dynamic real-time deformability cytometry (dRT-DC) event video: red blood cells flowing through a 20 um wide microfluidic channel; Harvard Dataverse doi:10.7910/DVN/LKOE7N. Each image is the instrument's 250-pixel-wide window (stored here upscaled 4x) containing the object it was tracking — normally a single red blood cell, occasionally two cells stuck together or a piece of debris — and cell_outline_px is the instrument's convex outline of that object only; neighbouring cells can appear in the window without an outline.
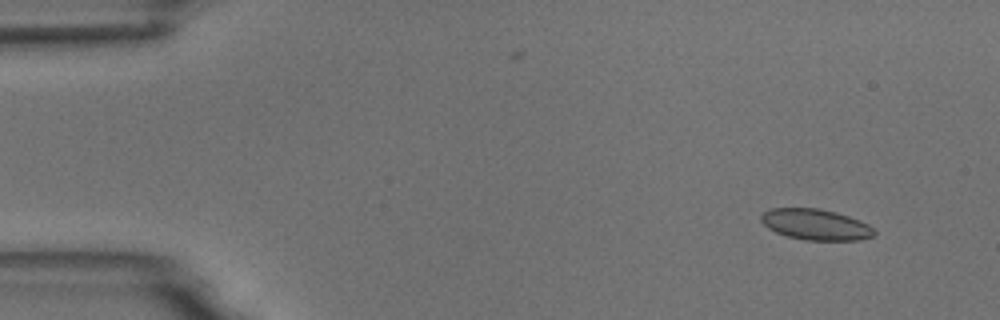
{"species": "common noctule bat (a hibernating species)", "species_latin": "Nyctalus noctula", "temperature_condition": "room temperature", "stored_images_in_passage": 4, "camera_frame_rate_fps": 3000, "um_per_image_px": 0.085, "animal": {"sex": "male", "body_mass_g": 18.8}, "frame": {"image": 1, "passage_image": 1, "time_ms": 0.0, "image_size_px": [1000, 320], "cell_outline_px": [[876, 232], [872, 236], [860, 240], [804, 240], [788, 236], [776, 232], [768, 228], [760, 220], [760, 216], [764, 212], [772, 208], [820, 208], [836, 212], [860, 220], [868, 224]], "centroid_in_image_um": [69.33, 19.08], "position_along_channel_um": 15.7, "area_um2": 20.35}}
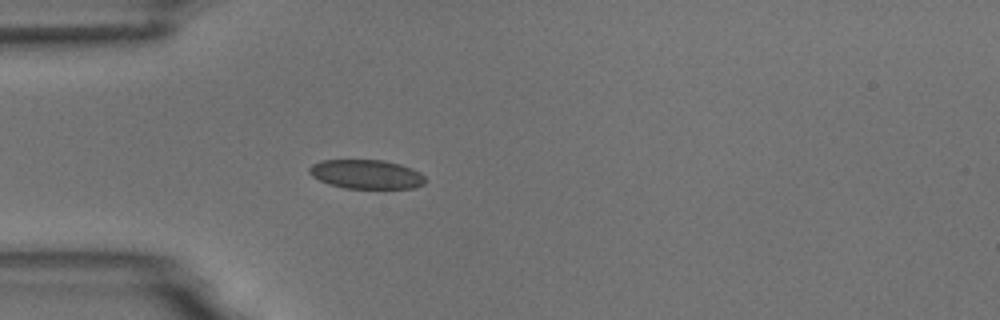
{"frame": {"image": 2, "passage_image": 4, "time_ms": 3.667, "image_size_px": [1000, 320], "cell_outline_px": [[428, 180], [424, 184], [416, 188], [344, 188], [328, 184], [312, 176], [308, 172], [308, 168], [312, 164], [320, 160], [384, 160], [400, 164], [412, 168], [420, 172]], "centroid_in_image_um": [31.16, 14.81], "position_along_channel_um": 53.8, "area_um2": 19.88}}